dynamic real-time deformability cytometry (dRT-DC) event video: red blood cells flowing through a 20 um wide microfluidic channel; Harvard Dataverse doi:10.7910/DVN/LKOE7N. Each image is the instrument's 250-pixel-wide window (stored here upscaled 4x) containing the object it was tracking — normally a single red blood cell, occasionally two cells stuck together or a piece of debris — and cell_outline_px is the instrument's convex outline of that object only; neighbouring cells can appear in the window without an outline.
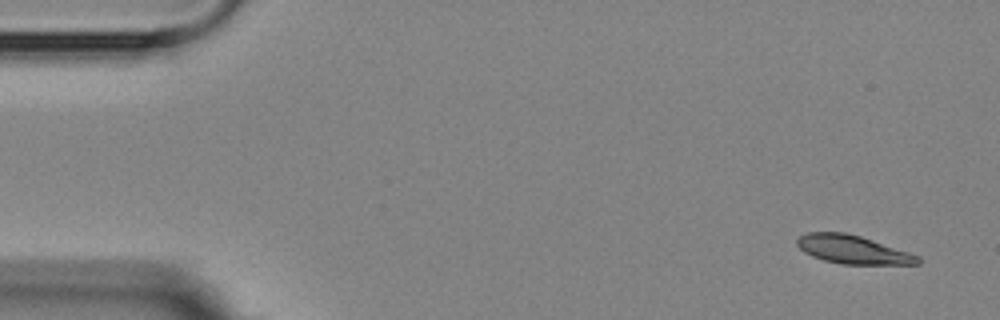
{"species": "Egyptian fruit bat (a non-hibernating species)", "species_latin": "Rousettus aegyptiacus", "temperature_condition": "room temperature", "stored_images_in_passage": 7, "camera_frame_rate_fps": 3000, "um_per_image_px": 0.085, "animal": {"sex": "female"}, "frame": {"image": 1, "passage_image": 1, "time_ms": 0.0, "image_size_px": [1000, 320], "cell_outline_px": [[920, 264], [840, 264], [824, 260], [812, 256], [804, 252], [796, 244], [796, 240], [800, 236], [808, 232], [844, 232], [860, 236], [920, 256]], "centroid_in_image_um": [72.46, 21.21], "position_along_channel_um": 12.5, "area_um2": 19.83}}
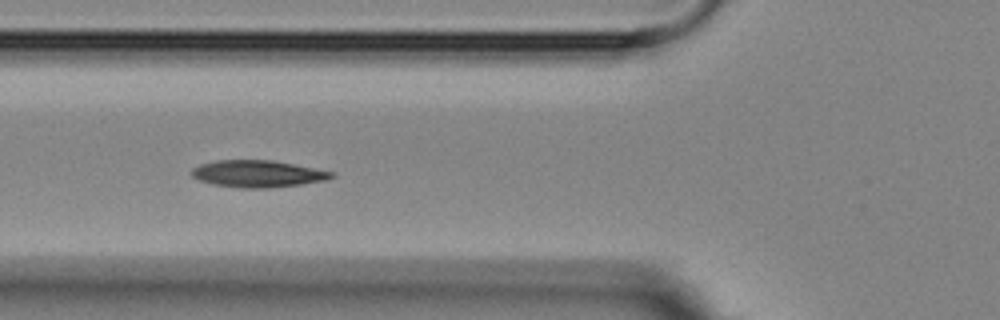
{"frame": {"image": 2, "passage_image": 6, "time_ms": 5.667, "image_size_px": [1000, 320], "cell_outline_px": [[336, 176], [328, 180], [300, 184], [268, 188], [240, 188], [212, 184], [200, 180], [192, 176], [192, 168], [200, 164], [216, 160], [272, 160], [336, 172]], "centroid_in_image_um": [21.94, 14.77], "position_along_channel_um": 103.9, "area_um2": 22.02}}
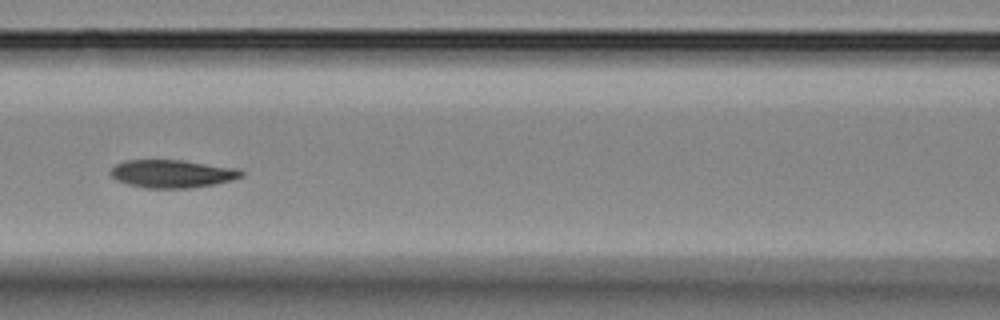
{"frame": {"image": 3, "passage_image": 7, "time_ms": 7.0, "image_size_px": [1000, 320], "cell_outline_px": [[244, 176], [232, 180], [212, 184], [188, 188], [144, 188], [128, 184], [116, 180], [108, 172], [116, 164], [124, 160], [180, 160], [240, 168], [244, 172]], "centroid_in_image_um": [14.64, 14.76], "position_along_channel_um": 152.0, "area_um2": 21.39}}